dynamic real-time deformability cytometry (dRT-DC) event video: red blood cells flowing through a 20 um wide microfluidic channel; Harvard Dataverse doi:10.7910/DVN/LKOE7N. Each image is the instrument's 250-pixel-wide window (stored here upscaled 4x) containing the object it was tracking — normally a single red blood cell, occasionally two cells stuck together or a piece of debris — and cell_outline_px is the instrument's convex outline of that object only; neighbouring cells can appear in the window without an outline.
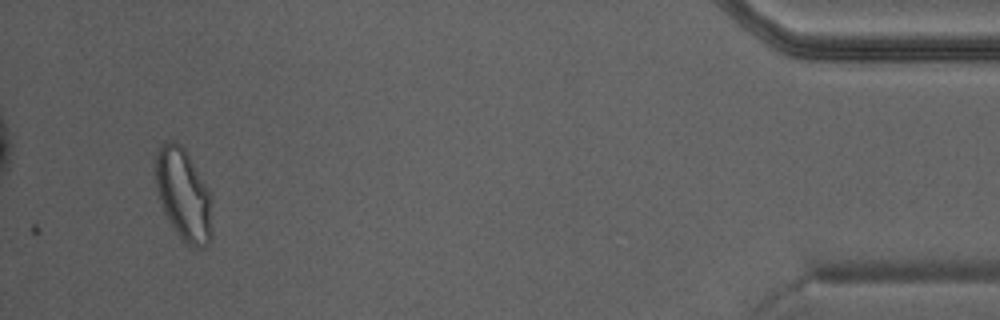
{"species": "Egyptian fruit bat (a non-hibernating species)", "species_latin": "Rousettus aegyptiacus", "temperature_condition": "warm", "stored_images_in_passage": 37, "camera_frame_rate_fps": 3000, "um_per_image_px": 0.085, "animal": {"sex": "male"}, "frame": {"image": 1, "passage_image": 37, "time_ms": 12.0, "image_size_px": [1000, 320], "cell_outline_px": [[212, 240], [208, 244], [200, 248], [196, 248], [188, 244], [176, 232], [164, 212], [156, 188], [156, 152], [160, 144], [164, 140], [172, 140], [180, 144], [184, 148], [212, 196]], "centroid_in_image_um": [15.61, 16.55], "position_along_channel_um": 419.6, "area_um2": 30.35}}